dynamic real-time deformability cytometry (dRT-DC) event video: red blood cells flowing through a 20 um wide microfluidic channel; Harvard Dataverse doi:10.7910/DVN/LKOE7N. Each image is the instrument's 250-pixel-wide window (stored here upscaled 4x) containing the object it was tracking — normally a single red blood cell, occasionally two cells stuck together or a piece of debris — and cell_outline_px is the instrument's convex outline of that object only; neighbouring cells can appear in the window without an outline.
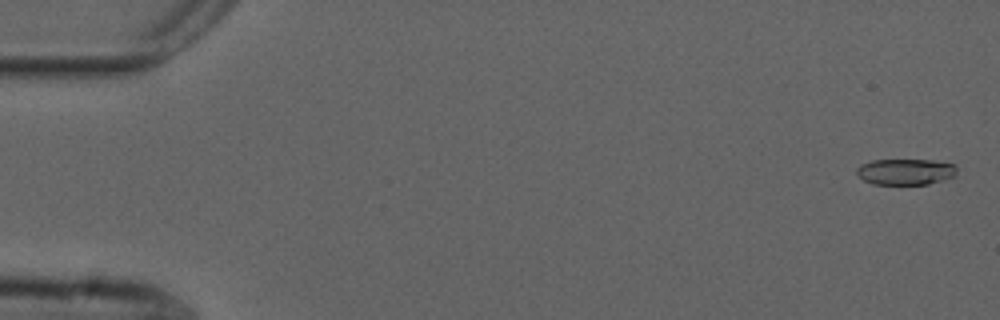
{"species": "common noctule bat (a hibernating species)", "species_latin": "Nyctalus noctula", "temperature_condition": "cold", "stored_images_in_passage": 56, "camera_frame_rate_fps": 3000, "um_per_image_px": 0.085, "animal": {"sex": "male", "forearm_length_mm": 52.5}, "frame": {"image": 1, "passage_image": 2, "time_ms": 0.333, "image_size_px": [1000, 320], "cell_outline_px": [[956, 176], [928, 184], [872, 184], [864, 180], [856, 172], [856, 168], [860, 164], [872, 160], [932, 160], [956, 164]], "centroid_in_image_um": [76.98, 14.59], "position_along_channel_um": 8.0, "area_um2": 15.26}}
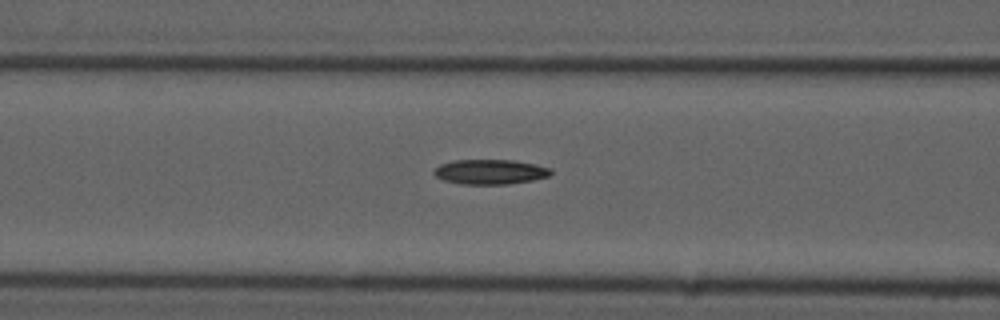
{"frame": {"image": 2, "passage_image": 23, "time_ms": 7.333, "image_size_px": [1000, 320], "cell_outline_px": [[552, 172], [548, 176], [532, 180], [508, 184], [460, 184], [444, 180], [436, 176], [432, 172], [440, 164], [452, 160], [516, 160], [536, 164], [552, 168]], "centroid_in_image_um": [41.67, 14.6], "position_along_channel_um": 124.9, "area_um2": 16.99}}
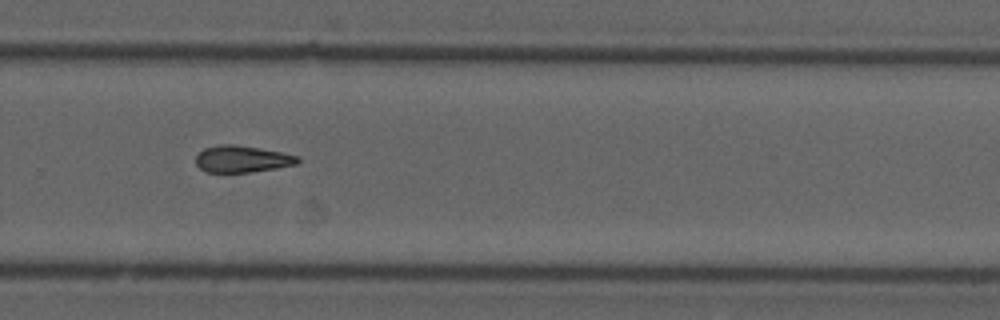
{"frame": {"image": 3, "passage_image": 38, "time_ms": 12.333, "image_size_px": [1000, 320], "cell_outline_px": [[300, 160], [296, 164], [276, 168], [248, 172], [204, 172], [196, 164], [196, 156], [204, 148], [220, 144], [236, 144], [260, 148], [300, 156]], "centroid_in_image_um": [20.57, 13.51], "position_along_channel_um": 309.2, "area_um2": 15.9}, "authors_computed_cell_mechanics": {"area_um2": 16.2707, "velocity_mm_per_s": 3.7012, "shape_relaxation_time_tau1_ms": 8.1867, "shape_relaxation_time_tau2_ms": null, "deformation_change_tau1": 0.1561, "deformation_change_tau2": null}}